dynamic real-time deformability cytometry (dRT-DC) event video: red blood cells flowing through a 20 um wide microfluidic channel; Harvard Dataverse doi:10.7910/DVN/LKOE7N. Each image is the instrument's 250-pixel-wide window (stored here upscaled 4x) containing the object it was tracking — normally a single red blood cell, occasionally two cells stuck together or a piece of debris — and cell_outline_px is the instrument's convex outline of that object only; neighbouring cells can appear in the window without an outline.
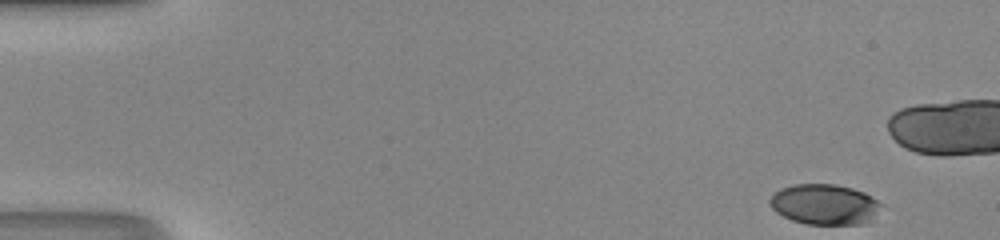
{"species": "human", "species_latin": "Homo sapiens", "temperature_condition": "room temperature", "stored_images_in_passage": 39, "camera_frame_rate_fps": 3000, "um_per_image_px": 0.085, "donor": {"sex": "male"}, "frame": {"image": 1, "passage_image": 1, "time_ms": 0.0, "image_size_px": [1000, 240], "cell_outline_px": [[884, 204], [868, 220], [860, 224], [808, 224], [792, 220], [776, 212], [772, 208], [768, 200], [780, 188], [792, 184], [836, 184], [852, 188], [864, 192]], "centroid_in_image_um": [70.06, 17.35], "position_along_channel_um": 14.9, "area_um2": 26.07}}
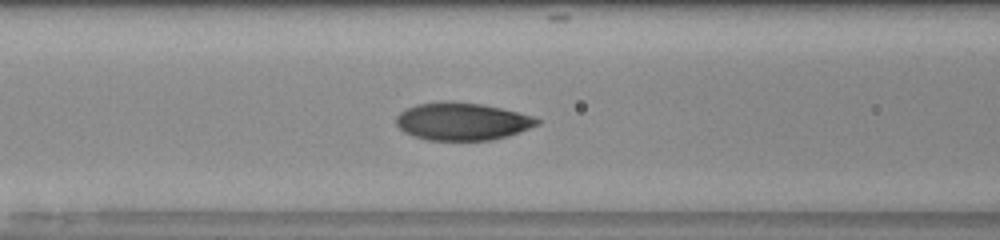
{"frame": {"image": 2, "passage_image": 19, "time_ms": 6.0, "image_size_px": [1000, 240], "cell_outline_px": [[540, 124], [520, 132], [508, 136], [492, 140], [428, 140], [412, 136], [404, 132], [396, 124], [396, 116], [400, 112], [416, 104], [440, 100], [448, 100], [480, 104], [520, 112], [532, 116], [540, 120]], "centroid_in_image_um": [39.27, 10.31], "position_along_channel_um": 127.3, "area_um2": 31.15}}
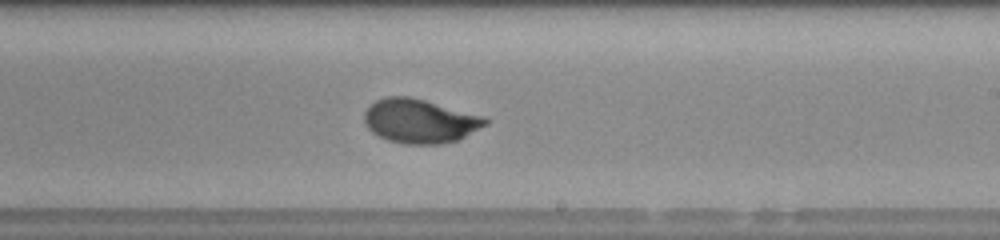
{"frame": {"image": 3, "passage_image": 28, "time_ms": 9.0, "image_size_px": [1000, 240], "cell_outline_px": [[488, 124], [460, 140], [440, 144], [404, 144], [388, 140], [372, 132], [364, 124], [364, 112], [368, 104], [376, 100], [388, 96], [408, 96], [424, 100], [484, 116], [488, 120]], "centroid_in_image_um": [35.68, 10.29], "position_along_channel_um": 253.3, "area_um2": 31.27}}